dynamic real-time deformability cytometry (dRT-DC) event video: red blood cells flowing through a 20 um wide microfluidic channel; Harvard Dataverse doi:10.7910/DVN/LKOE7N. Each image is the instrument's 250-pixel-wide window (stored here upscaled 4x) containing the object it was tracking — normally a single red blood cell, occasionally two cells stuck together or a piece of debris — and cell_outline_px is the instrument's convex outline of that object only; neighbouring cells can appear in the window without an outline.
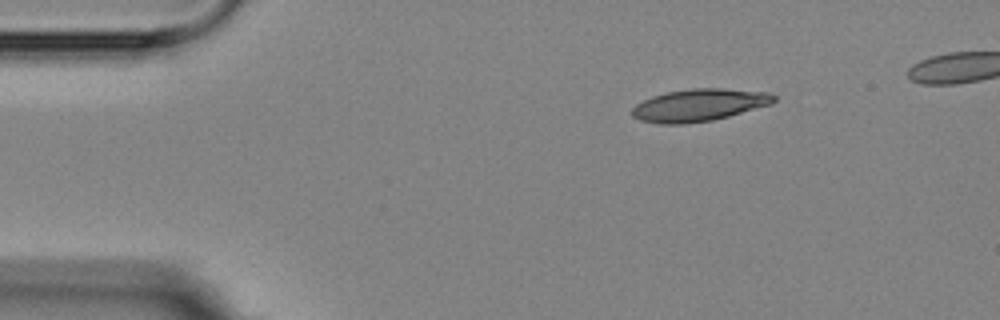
{"species": "Egyptian fruit bat (a non-hibernating species)", "species_latin": "Rousettus aegyptiacus", "temperature_condition": "room temperature", "stored_images_in_passage": 3, "camera_frame_rate_fps": 3000, "um_per_image_px": 0.085, "animal": {"sex": "female"}, "frame": {"image": 1, "passage_image": 1, "time_ms": 0.0, "image_size_px": [1000, 320], "cell_outline_px": [[776, 100], [772, 104], [728, 116], [712, 120], [684, 124], [660, 124], [640, 120], [632, 116], [632, 108], [636, 104], [652, 96], [668, 92], [692, 88], [720, 88], [768, 92], [776, 96]], "centroid_in_image_um": [59.43, 8.93], "position_along_channel_um": 25.6, "area_um2": 26.65}}